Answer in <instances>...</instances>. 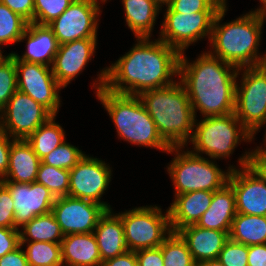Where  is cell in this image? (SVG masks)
Wrapping results in <instances>:
<instances>
[{
	"mask_svg": "<svg viewBox=\"0 0 266 266\" xmlns=\"http://www.w3.org/2000/svg\"><path fill=\"white\" fill-rule=\"evenodd\" d=\"M180 53L160 39L137 37V43L114 64L101 71L96 93L105 88L116 94L136 95L150 89L170 86L179 75ZM99 82V83H98Z\"/></svg>",
	"mask_w": 266,
	"mask_h": 266,
	"instance_id": "obj_1",
	"label": "cell"
},
{
	"mask_svg": "<svg viewBox=\"0 0 266 266\" xmlns=\"http://www.w3.org/2000/svg\"><path fill=\"white\" fill-rule=\"evenodd\" d=\"M239 71L241 69L209 52L202 53L193 63L181 53L178 76L186 89L195 118L197 109L204 118L234 113Z\"/></svg>",
	"mask_w": 266,
	"mask_h": 266,
	"instance_id": "obj_2",
	"label": "cell"
},
{
	"mask_svg": "<svg viewBox=\"0 0 266 266\" xmlns=\"http://www.w3.org/2000/svg\"><path fill=\"white\" fill-rule=\"evenodd\" d=\"M226 7L225 4L214 18L210 38L213 53L208 52L241 70L265 65L266 54L258 56V47L266 17L249 12L236 20L220 25Z\"/></svg>",
	"mask_w": 266,
	"mask_h": 266,
	"instance_id": "obj_3",
	"label": "cell"
},
{
	"mask_svg": "<svg viewBox=\"0 0 266 266\" xmlns=\"http://www.w3.org/2000/svg\"><path fill=\"white\" fill-rule=\"evenodd\" d=\"M138 97L170 147H184L192 137L195 116L186 89L179 81L141 92Z\"/></svg>",
	"mask_w": 266,
	"mask_h": 266,
	"instance_id": "obj_4",
	"label": "cell"
},
{
	"mask_svg": "<svg viewBox=\"0 0 266 266\" xmlns=\"http://www.w3.org/2000/svg\"><path fill=\"white\" fill-rule=\"evenodd\" d=\"M96 95L113 120L120 138L134 145L169 151L170 146L159 135L138 96L116 94L104 87Z\"/></svg>",
	"mask_w": 266,
	"mask_h": 266,
	"instance_id": "obj_5",
	"label": "cell"
},
{
	"mask_svg": "<svg viewBox=\"0 0 266 266\" xmlns=\"http://www.w3.org/2000/svg\"><path fill=\"white\" fill-rule=\"evenodd\" d=\"M181 148L183 149V147H170L167 152L176 153L167 168L175 186L174 195L199 190L214 192L228 183L231 170L235 169L234 166H229L227 172H224L214 161L193 154L191 151L180 152Z\"/></svg>",
	"mask_w": 266,
	"mask_h": 266,
	"instance_id": "obj_6",
	"label": "cell"
},
{
	"mask_svg": "<svg viewBox=\"0 0 266 266\" xmlns=\"http://www.w3.org/2000/svg\"><path fill=\"white\" fill-rule=\"evenodd\" d=\"M194 122L190 141L193 154L205 153L211 159L230 157L239 141L250 142L254 135L237 119L234 113L224 116L206 117ZM243 139V140H242ZM200 153V154H199Z\"/></svg>",
	"mask_w": 266,
	"mask_h": 266,
	"instance_id": "obj_7",
	"label": "cell"
},
{
	"mask_svg": "<svg viewBox=\"0 0 266 266\" xmlns=\"http://www.w3.org/2000/svg\"><path fill=\"white\" fill-rule=\"evenodd\" d=\"M124 228V238L128 251L160 247L172 232L169 211L162 214L158 206L137 207L118 213Z\"/></svg>",
	"mask_w": 266,
	"mask_h": 266,
	"instance_id": "obj_8",
	"label": "cell"
},
{
	"mask_svg": "<svg viewBox=\"0 0 266 266\" xmlns=\"http://www.w3.org/2000/svg\"><path fill=\"white\" fill-rule=\"evenodd\" d=\"M244 69L240 87L236 82L234 114L255 135L266 124V65Z\"/></svg>",
	"mask_w": 266,
	"mask_h": 266,
	"instance_id": "obj_9",
	"label": "cell"
},
{
	"mask_svg": "<svg viewBox=\"0 0 266 266\" xmlns=\"http://www.w3.org/2000/svg\"><path fill=\"white\" fill-rule=\"evenodd\" d=\"M164 22L161 27L160 40L177 50L180 54L189 45L212 33L214 18L218 11L197 13H177L166 6Z\"/></svg>",
	"mask_w": 266,
	"mask_h": 266,
	"instance_id": "obj_10",
	"label": "cell"
},
{
	"mask_svg": "<svg viewBox=\"0 0 266 266\" xmlns=\"http://www.w3.org/2000/svg\"><path fill=\"white\" fill-rule=\"evenodd\" d=\"M100 9L98 0H75L48 27L60 45L80 39H97Z\"/></svg>",
	"mask_w": 266,
	"mask_h": 266,
	"instance_id": "obj_11",
	"label": "cell"
},
{
	"mask_svg": "<svg viewBox=\"0 0 266 266\" xmlns=\"http://www.w3.org/2000/svg\"><path fill=\"white\" fill-rule=\"evenodd\" d=\"M0 113V128L12 139L22 140H26L40 125L53 116L29 95L18 90Z\"/></svg>",
	"mask_w": 266,
	"mask_h": 266,
	"instance_id": "obj_12",
	"label": "cell"
},
{
	"mask_svg": "<svg viewBox=\"0 0 266 266\" xmlns=\"http://www.w3.org/2000/svg\"><path fill=\"white\" fill-rule=\"evenodd\" d=\"M17 71L18 91L29 95L45 107L52 115L57 116L60 104L59 91L63 88L53 75L49 66L19 61L14 56Z\"/></svg>",
	"mask_w": 266,
	"mask_h": 266,
	"instance_id": "obj_13",
	"label": "cell"
},
{
	"mask_svg": "<svg viewBox=\"0 0 266 266\" xmlns=\"http://www.w3.org/2000/svg\"><path fill=\"white\" fill-rule=\"evenodd\" d=\"M69 173L68 196L102 204L107 210H111L110 205L100 200L108 188L112 174L104 161L85 154Z\"/></svg>",
	"mask_w": 266,
	"mask_h": 266,
	"instance_id": "obj_14",
	"label": "cell"
},
{
	"mask_svg": "<svg viewBox=\"0 0 266 266\" xmlns=\"http://www.w3.org/2000/svg\"><path fill=\"white\" fill-rule=\"evenodd\" d=\"M249 154L240 157L241 168L231 170L228 184L235 194L237 213L266 216V182L248 167Z\"/></svg>",
	"mask_w": 266,
	"mask_h": 266,
	"instance_id": "obj_15",
	"label": "cell"
},
{
	"mask_svg": "<svg viewBox=\"0 0 266 266\" xmlns=\"http://www.w3.org/2000/svg\"><path fill=\"white\" fill-rule=\"evenodd\" d=\"M106 210L102 204L70 196L56 197L52 207L64 236L93 233Z\"/></svg>",
	"mask_w": 266,
	"mask_h": 266,
	"instance_id": "obj_16",
	"label": "cell"
},
{
	"mask_svg": "<svg viewBox=\"0 0 266 266\" xmlns=\"http://www.w3.org/2000/svg\"><path fill=\"white\" fill-rule=\"evenodd\" d=\"M14 200V228L19 229L38 215L52 212L56 197L43 184L2 182Z\"/></svg>",
	"mask_w": 266,
	"mask_h": 266,
	"instance_id": "obj_17",
	"label": "cell"
},
{
	"mask_svg": "<svg viewBox=\"0 0 266 266\" xmlns=\"http://www.w3.org/2000/svg\"><path fill=\"white\" fill-rule=\"evenodd\" d=\"M96 41L97 39H80L59 45L51 68L63 88L86 67L95 53Z\"/></svg>",
	"mask_w": 266,
	"mask_h": 266,
	"instance_id": "obj_18",
	"label": "cell"
},
{
	"mask_svg": "<svg viewBox=\"0 0 266 266\" xmlns=\"http://www.w3.org/2000/svg\"><path fill=\"white\" fill-rule=\"evenodd\" d=\"M26 38V52L21 57L15 52L12 54L19 61L51 66L60 44L48 25L28 23L19 42Z\"/></svg>",
	"mask_w": 266,
	"mask_h": 266,
	"instance_id": "obj_19",
	"label": "cell"
},
{
	"mask_svg": "<svg viewBox=\"0 0 266 266\" xmlns=\"http://www.w3.org/2000/svg\"><path fill=\"white\" fill-rule=\"evenodd\" d=\"M177 232L187 243L196 264L218 259L219 253L229 240V232L205 229L196 224L183 227Z\"/></svg>",
	"mask_w": 266,
	"mask_h": 266,
	"instance_id": "obj_20",
	"label": "cell"
},
{
	"mask_svg": "<svg viewBox=\"0 0 266 266\" xmlns=\"http://www.w3.org/2000/svg\"><path fill=\"white\" fill-rule=\"evenodd\" d=\"M174 202L168 208L170 227L173 232L179 229L195 225L201 216L211 205L213 192L192 191L180 195H175Z\"/></svg>",
	"mask_w": 266,
	"mask_h": 266,
	"instance_id": "obj_21",
	"label": "cell"
},
{
	"mask_svg": "<svg viewBox=\"0 0 266 266\" xmlns=\"http://www.w3.org/2000/svg\"><path fill=\"white\" fill-rule=\"evenodd\" d=\"M112 214V209L106 210L93 232L102 262L128 251L121 218Z\"/></svg>",
	"mask_w": 266,
	"mask_h": 266,
	"instance_id": "obj_22",
	"label": "cell"
},
{
	"mask_svg": "<svg viewBox=\"0 0 266 266\" xmlns=\"http://www.w3.org/2000/svg\"><path fill=\"white\" fill-rule=\"evenodd\" d=\"M236 214L235 194L227 183L223 188L213 192L210 207L196 225L205 229L230 232Z\"/></svg>",
	"mask_w": 266,
	"mask_h": 266,
	"instance_id": "obj_23",
	"label": "cell"
},
{
	"mask_svg": "<svg viewBox=\"0 0 266 266\" xmlns=\"http://www.w3.org/2000/svg\"><path fill=\"white\" fill-rule=\"evenodd\" d=\"M40 163L41 159L26 140L15 139L11 144L8 171L1 182H35Z\"/></svg>",
	"mask_w": 266,
	"mask_h": 266,
	"instance_id": "obj_24",
	"label": "cell"
},
{
	"mask_svg": "<svg viewBox=\"0 0 266 266\" xmlns=\"http://www.w3.org/2000/svg\"><path fill=\"white\" fill-rule=\"evenodd\" d=\"M63 265L102 266L93 233L68 234L61 241Z\"/></svg>",
	"mask_w": 266,
	"mask_h": 266,
	"instance_id": "obj_25",
	"label": "cell"
},
{
	"mask_svg": "<svg viewBox=\"0 0 266 266\" xmlns=\"http://www.w3.org/2000/svg\"><path fill=\"white\" fill-rule=\"evenodd\" d=\"M126 23L139 38L150 37L161 9L153 0H122Z\"/></svg>",
	"mask_w": 266,
	"mask_h": 266,
	"instance_id": "obj_26",
	"label": "cell"
},
{
	"mask_svg": "<svg viewBox=\"0 0 266 266\" xmlns=\"http://www.w3.org/2000/svg\"><path fill=\"white\" fill-rule=\"evenodd\" d=\"M229 239L247 246L266 244V216L237 213L231 224Z\"/></svg>",
	"mask_w": 266,
	"mask_h": 266,
	"instance_id": "obj_27",
	"label": "cell"
},
{
	"mask_svg": "<svg viewBox=\"0 0 266 266\" xmlns=\"http://www.w3.org/2000/svg\"><path fill=\"white\" fill-rule=\"evenodd\" d=\"M22 230L20 242L61 243L64 238L61 227L52 212L34 217L22 227Z\"/></svg>",
	"mask_w": 266,
	"mask_h": 266,
	"instance_id": "obj_28",
	"label": "cell"
},
{
	"mask_svg": "<svg viewBox=\"0 0 266 266\" xmlns=\"http://www.w3.org/2000/svg\"><path fill=\"white\" fill-rule=\"evenodd\" d=\"M55 119V115L51 116L26 139L40 159L65 141V131Z\"/></svg>",
	"mask_w": 266,
	"mask_h": 266,
	"instance_id": "obj_29",
	"label": "cell"
},
{
	"mask_svg": "<svg viewBox=\"0 0 266 266\" xmlns=\"http://www.w3.org/2000/svg\"><path fill=\"white\" fill-rule=\"evenodd\" d=\"M163 266H197L188 245L178 232H171L160 246Z\"/></svg>",
	"mask_w": 266,
	"mask_h": 266,
	"instance_id": "obj_30",
	"label": "cell"
},
{
	"mask_svg": "<svg viewBox=\"0 0 266 266\" xmlns=\"http://www.w3.org/2000/svg\"><path fill=\"white\" fill-rule=\"evenodd\" d=\"M28 243L25 255L29 266H62L61 243L20 242L23 247Z\"/></svg>",
	"mask_w": 266,
	"mask_h": 266,
	"instance_id": "obj_31",
	"label": "cell"
},
{
	"mask_svg": "<svg viewBox=\"0 0 266 266\" xmlns=\"http://www.w3.org/2000/svg\"><path fill=\"white\" fill-rule=\"evenodd\" d=\"M69 181V170L40 163L36 182L43 184L55 197L68 196Z\"/></svg>",
	"mask_w": 266,
	"mask_h": 266,
	"instance_id": "obj_32",
	"label": "cell"
},
{
	"mask_svg": "<svg viewBox=\"0 0 266 266\" xmlns=\"http://www.w3.org/2000/svg\"><path fill=\"white\" fill-rule=\"evenodd\" d=\"M27 24L19 14L0 2V45L19 42Z\"/></svg>",
	"mask_w": 266,
	"mask_h": 266,
	"instance_id": "obj_33",
	"label": "cell"
},
{
	"mask_svg": "<svg viewBox=\"0 0 266 266\" xmlns=\"http://www.w3.org/2000/svg\"><path fill=\"white\" fill-rule=\"evenodd\" d=\"M18 90L17 71L12 53L0 56V111Z\"/></svg>",
	"mask_w": 266,
	"mask_h": 266,
	"instance_id": "obj_34",
	"label": "cell"
},
{
	"mask_svg": "<svg viewBox=\"0 0 266 266\" xmlns=\"http://www.w3.org/2000/svg\"><path fill=\"white\" fill-rule=\"evenodd\" d=\"M84 155L85 153L76 146L70 145L64 141L42 158L41 162L49 166L71 170Z\"/></svg>",
	"mask_w": 266,
	"mask_h": 266,
	"instance_id": "obj_35",
	"label": "cell"
},
{
	"mask_svg": "<svg viewBox=\"0 0 266 266\" xmlns=\"http://www.w3.org/2000/svg\"><path fill=\"white\" fill-rule=\"evenodd\" d=\"M75 0H34V23L48 25Z\"/></svg>",
	"mask_w": 266,
	"mask_h": 266,
	"instance_id": "obj_36",
	"label": "cell"
},
{
	"mask_svg": "<svg viewBox=\"0 0 266 266\" xmlns=\"http://www.w3.org/2000/svg\"><path fill=\"white\" fill-rule=\"evenodd\" d=\"M226 4V0H171L168 7L181 14L202 11H219Z\"/></svg>",
	"mask_w": 266,
	"mask_h": 266,
	"instance_id": "obj_37",
	"label": "cell"
},
{
	"mask_svg": "<svg viewBox=\"0 0 266 266\" xmlns=\"http://www.w3.org/2000/svg\"><path fill=\"white\" fill-rule=\"evenodd\" d=\"M248 246L229 239L218 256L224 266H248Z\"/></svg>",
	"mask_w": 266,
	"mask_h": 266,
	"instance_id": "obj_38",
	"label": "cell"
},
{
	"mask_svg": "<svg viewBox=\"0 0 266 266\" xmlns=\"http://www.w3.org/2000/svg\"><path fill=\"white\" fill-rule=\"evenodd\" d=\"M14 200L8 188L0 181V227L14 228Z\"/></svg>",
	"mask_w": 266,
	"mask_h": 266,
	"instance_id": "obj_39",
	"label": "cell"
},
{
	"mask_svg": "<svg viewBox=\"0 0 266 266\" xmlns=\"http://www.w3.org/2000/svg\"><path fill=\"white\" fill-rule=\"evenodd\" d=\"M20 246V231L16 228L0 227V258Z\"/></svg>",
	"mask_w": 266,
	"mask_h": 266,
	"instance_id": "obj_40",
	"label": "cell"
},
{
	"mask_svg": "<svg viewBox=\"0 0 266 266\" xmlns=\"http://www.w3.org/2000/svg\"><path fill=\"white\" fill-rule=\"evenodd\" d=\"M0 2L28 23H34V0H0Z\"/></svg>",
	"mask_w": 266,
	"mask_h": 266,
	"instance_id": "obj_41",
	"label": "cell"
},
{
	"mask_svg": "<svg viewBox=\"0 0 266 266\" xmlns=\"http://www.w3.org/2000/svg\"><path fill=\"white\" fill-rule=\"evenodd\" d=\"M138 266H163V255L160 247L135 251Z\"/></svg>",
	"mask_w": 266,
	"mask_h": 266,
	"instance_id": "obj_42",
	"label": "cell"
},
{
	"mask_svg": "<svg viewBox=\"0 0 266 266\" xmlns=\"http://www.w3.org/2000/svg\"><path fill=\"white\" fill-rule=\"evenodd\" d=\"M248 167L266 182V150L263 147L250 152Z\"/></svg>",
	"mask_w": 266,
	"mask_h": 266,
	"instance_id": "obj_43",
	"label": "cell"
},
{
	"mask_svg": "<svg viewBox=\"0 0 266 266\" xmlns=\"http://www.w3.org/2000/svg\"><path fill=\"white\" fill-rule=\"evenodd\" d=\"M10 136L0 128V181L6 176L9 167L11 144L15 139L10 140Z\"/></svg>",
	"mask_w": 266,
	"mask_h": 266,
	"instance_id": "obj_44",
	"label": "cell"
},
{
	"mask_svg": "<svg viewBox=\"0 0 266 266\" xmlns=\"http://www.w3.org/2000/svg\"><path fill=\"white\" fill-rule=\"evenodd\" d=\"M20 245L14 251L0 258V266H29L24 250Z\"/></svg>",
	"mask_w": 266,
	"mask_h": 266,
	"instance_id": "obj_45",
	"label": "cell"
},
{
	"mask_svg": "<svg viewBox=\"0 0 266 266\" xmlns=\"http://www.w3.org/2000/svg\"><path fill=\"white\" fill-rule=\"evenodd\" d=\"M248 266H266V244L248 246Z\"/></svg>",
	"mask_w": 266,
	"mask_h": 266,
	"instance_id": "obj_46",
	"label": "cell"
},
{
	"mask_svg": "<svg viewBox=\"0 0 266 266\" xmlns=\"http://www.w3.org/2000/svg\"><path fill=\"white\" fill-rule=\"evenodd\" d=\"M102 266H138L136 253L135 251H127L124 254L102 262Z\"/></svg>",
	"mask_w": 266,
	"mask_h": 266,
	"instance_id": "obj_47",
	"label": "cell"
},
{
	"mask_svg": "<svg viewBox=\"0 0 266 266\" xmlns=\"http://www.w3.org/2000/svg\"><path fill=\"white\" fill-rule=\"evenodd\" d=\"M197 266H224L218 259L206 260L197 264Z\"/></svg>",
	"mask_w": 266,
	"mask_h": 266,
	"instance_id": "obj_48",
	"label": "cell"
},
{
	"mask_svg": "<svg viewBox=\"0 0 266 266\" xmlns=\"http://www.w3.org/2000/svg\"><path fill=\"white\" fill-rule=\"evenodd\" d=\"M260 3L262 6L259 9L257 8L254 11H250V12L266 17V0H260Z\"/></svg>",
	"mask_w": 266,
	"mask_h": 266,
	"instance_id": "obj_49",
	"label": "cell"
},
{
	"mask_svg": "<svg viewBox=\"0 0 266 266\" xmlns=\"http://www.w3.org/2000/svg\"><path fill=\"white\" fill-rule=\"evenodd\" d=\"M158 6H162V4L167 5L170 3L171 0H153Z\"/></svg>",
	"mask_w": 266,
	"mask_h": 266,
	"instance_id": "obj_50",
	"label": "cell"
},
{
	"mask_svg": "<svg viewBox=\"0 0 266 266\" xmlns=\"http://www.w3.org/2000/svg\"><path fill=\"white\" fill-rule=\"evenodd\" d=\"M265 135H266V133H265ZM265 138V140H264V142L266 143V136L264 137ZM265 147H266V144H265ZM264 147V149L266 150V148Z\"/></svg>",
	"mask_w": 266,
	"mask_h": 266,
	"instance_id": "obj_51",
	"label": "cell"
}]
</instances>
